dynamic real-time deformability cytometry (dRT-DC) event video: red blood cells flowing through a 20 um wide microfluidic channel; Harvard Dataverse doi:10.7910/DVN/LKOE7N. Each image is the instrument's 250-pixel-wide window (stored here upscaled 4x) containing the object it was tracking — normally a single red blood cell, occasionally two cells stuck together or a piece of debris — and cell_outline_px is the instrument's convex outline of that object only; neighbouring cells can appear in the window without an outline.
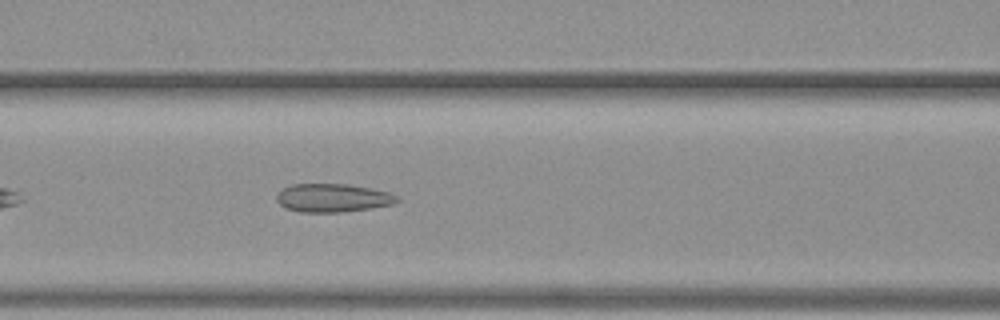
{"species": "common noctule bat (a hibernating species)", "species_latin": "Nyctalus noctula", "temperature_condition": "warm", "stored_images_in_passage": 41, "camera_frame_rate_fps": 3000, "um_per_image_px": 0.085, "animal": {"sex": "female", "body_mass_g": 19.3, "forearm_length_mm": 54.1}, "frame": {"image": 1, "passage_image": 10, "time_ms": 3.0, "image_size_px": [1000, 320], "cell_outline_px": [[400, 200], [392, 204], [368, 208], [340, 212], [300, 212], [284, 208], [276, 200], [276, 196], [284, 188], [292, 184], [344, 184], [368, 188], [388, 192], [400, 196]], "centroid_in_image_um": [28.26, 16.82], "position_along_channel_um": 138.3, "area_um2": 19.71}}
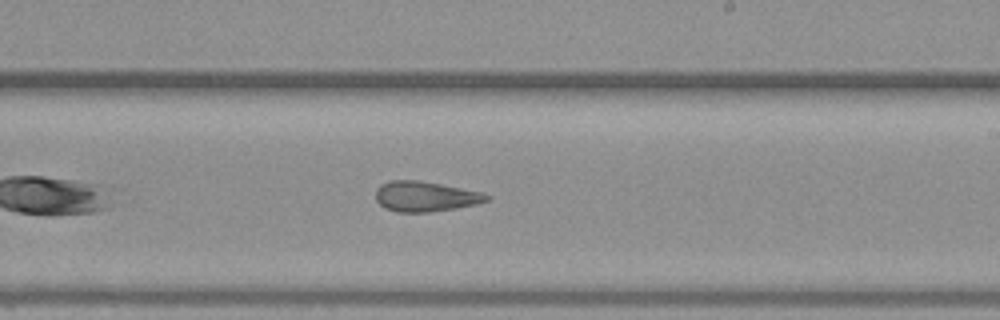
{"frame": {"image": 2, "passage_image": 19, "time_ms": 6.0, "image_size_px": [1000, 320], "cell_outline_px": [[492, 196], [488, 200], [476, 204], [456, 208], [428, 212], [396, 212], [384, 208], [376, 200], [376, 188], [380, 184], [392, 180], [416, 180], [440, 184], [480, 192]], "centroid_in_image_um": [36.11, 16.7], "position_along_channel_um": 252.9, "area_um2": 19.42}}
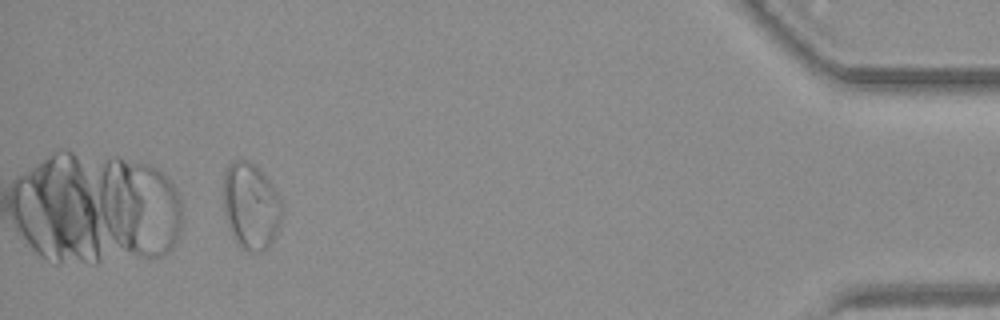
{"frame": {"image": 3, "passage_image": 37, "time_ms": 12.0, "image_size_px": [1000, 320], "cell_outline_px": [[284, 212], [280, 224], [268, 248], [260, 252], [248, 252], [240, 248], [236, 244], [228, 228], [224, 216], [224, 172], [228, 164], [232, 160], [248, 160], [268, 180], [276, 192], [284, 208]], "centroid_in_image_um": [21.3, 17.57], "position_along_channel_um": 413.9, "area_um2": 29.77}, "authors_computed_cell_mechanics": {"area_um2": 20.519, "velocity_mm_per_s": 3.8284, "shape_relaxation_time_tau1_ms": null, "shape_relaxation_time_tau2_ms": 1.6854, "deformation_change_tau1": null, "deformation_change_tau2": 0.0945}}